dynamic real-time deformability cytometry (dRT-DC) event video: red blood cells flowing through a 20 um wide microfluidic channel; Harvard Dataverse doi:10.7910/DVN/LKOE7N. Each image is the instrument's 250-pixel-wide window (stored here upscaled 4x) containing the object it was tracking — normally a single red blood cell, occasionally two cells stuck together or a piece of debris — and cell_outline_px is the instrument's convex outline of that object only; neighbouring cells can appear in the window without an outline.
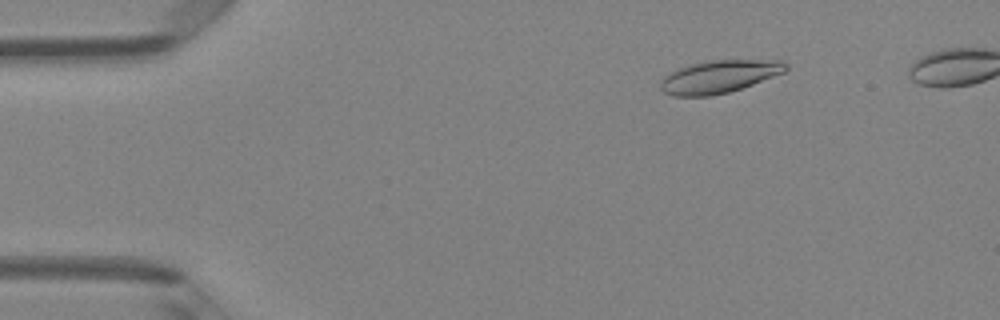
{"species": "Egyptian fruit bat (a non-hibernating species)", "species_latin": "Rousettus aegyptiacus", "temperature_condition": "room temperature", "stored_images_in_passage": 46, "camera_frame_rate_fps": 3000, "um_per_image_px": 0.085, "animal": {"sex": "female"}, "frame": {"image": 1, "passage_image": 7, "time_ms": 2.0, "image_size_px": [1000, 320], "cell_outline_px": [[788, 68], [784, 72], [752, 84], [728, 92], [712, 96], [672, 96], [664, 92], [660, 88], [660, 80], [664, 76], [680, 68], [704, 60], [780, 60], [788, 64]], "centroid_in_image_um": [61.11, 6.51], "position_along_channel_um": 23.9, "area_um2": 23.76}}
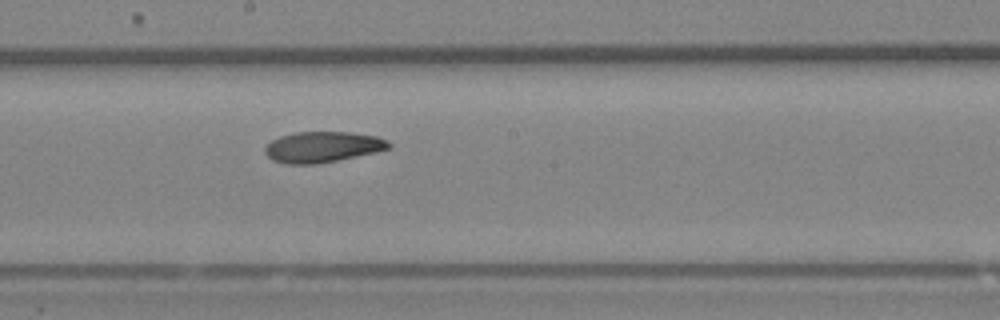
{"frame": {"image": 2, "passage_image": 27, "time_ms": 8.667, "image_size_px": [1000, 320], "cell_outline_px": [[392, 144], [388, 148], [376, 152], [336, 160], [312, 164], [284, 164], [272, 160], [264, 152], [264, 148], [272, 140], [280, 136], [296, 132], [348, 132], [376, 136], [388, 140]], "centroid_in_image_um": [27.4, 12.49], "position_along_channel_um": 220.8, "area_um2": 22.08}}
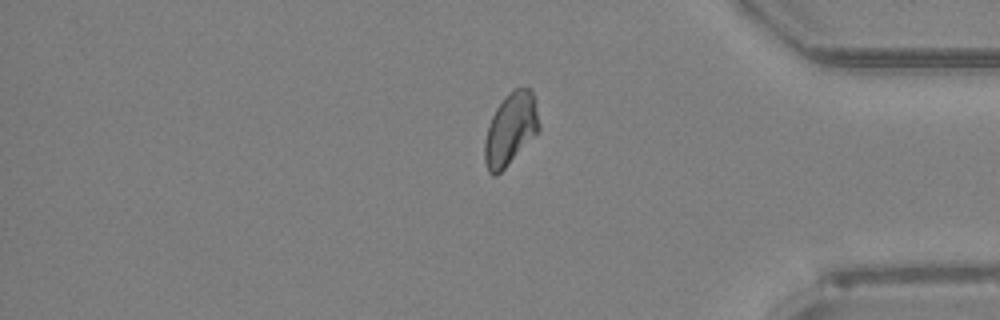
{"frame": {"image": 3, "passage_image": 41, "time_ms": 13.333, "image_size_px": [1000, 320], "cell_outline_px": [[540, 128], [504, 168], [496, 176], [492, 176], [488, 172], [484, 160], [484, 140], [492, 116], [496, 108], [504, 96], [512, 88], [528, 88], [532, 92], [536, 100], [540, 124]], "centroid_in_image_um": [43.38, 10.94], "position_along_channel_um": 391.8, "area_um2": 22.72}, "authors_computed_cell_mechanics": {"area_um2": 23.0044, "velocity_mm_per_s": 4.107, "shape_relaxation_time_tau1_ms": null, "shape_relaxation_time_tau2_ms": 3.5179, "deformation_change_tau1": null, "deformation_change_tau2": 0.0928}}